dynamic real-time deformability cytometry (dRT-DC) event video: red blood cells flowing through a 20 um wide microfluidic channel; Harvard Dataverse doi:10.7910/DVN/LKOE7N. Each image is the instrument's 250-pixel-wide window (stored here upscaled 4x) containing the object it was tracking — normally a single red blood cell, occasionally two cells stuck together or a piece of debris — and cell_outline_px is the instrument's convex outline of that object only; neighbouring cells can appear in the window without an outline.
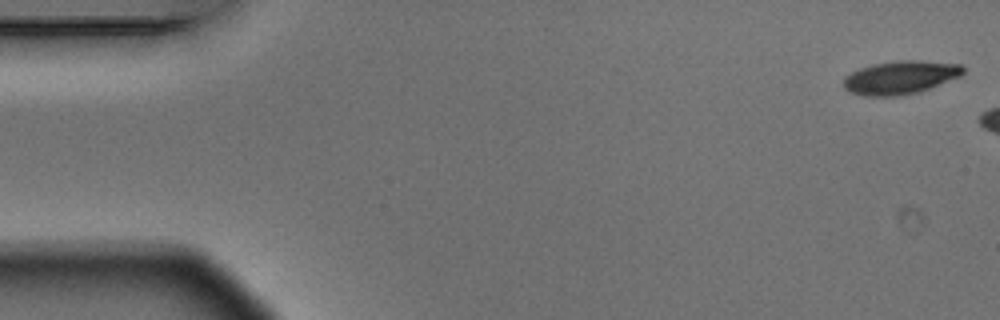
{"species": "Egyptian fruit bat (a non-hibernating species)", "species_latin": "Rousettus aegyptiacus", "temperature_condition": "warm", "stored_images_in_passage": 3, "camera_frame_rate_fps": 3000, "um_per_image_px": 0.085, "animal": {"sex": "male"}, "frame": {"image": 1, "passage_image": 1, "time_ms": 0.0, "image_size_px": [1000, 320], "cell_outline_px": [[964, 72], [960, 76], [920, 92], [900, 96], [864, 96], [848, 92], [844, 88], [844, 76], [860, 68], [872, 64], [900, 60], [920, 60], [960, 64], [964, 68]], "centroid_in_image_um": [76.51, 6.59], "position_along_channel_um": 8.5, "area_um2": 23.35}}